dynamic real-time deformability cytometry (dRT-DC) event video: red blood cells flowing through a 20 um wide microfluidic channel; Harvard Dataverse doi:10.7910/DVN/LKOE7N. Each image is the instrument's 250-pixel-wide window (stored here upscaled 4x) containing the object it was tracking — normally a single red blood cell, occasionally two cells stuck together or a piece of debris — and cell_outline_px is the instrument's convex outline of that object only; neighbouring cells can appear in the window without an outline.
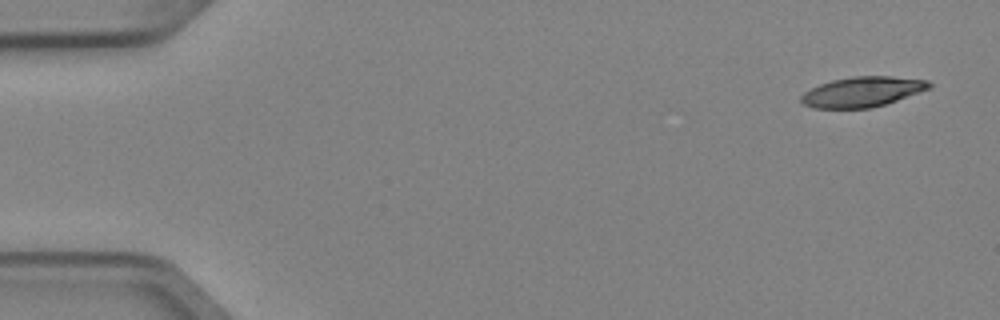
{"species": "Egyptian fruit bat (a non-hibernating species)", "species_latin": "Rousettus aegyptiacus", "temperature_condition": "cold", "stored_images_in_passage": 5, "camera_frame_rate_fps": 3000, "um_per_image_px": 0.085, "animal": {"sex": "female"}, "frame": {"image": 1, "passage_image": 5, "time_ms": 1.333, "image_size_px": [1000, 320], "cell_outline_px": [[932, 88], [872, 108], [812, 108], [804, 104], [800, 100], [800, 96], [804, 92], [820, 84], [832, 80], [852, 76], [892, 76], [928, 80], [932, 84]], "centroid_in_image_um": [73.31, 7.8], "position_along_channel_um": 11.7, "area_um2": 22.48}}